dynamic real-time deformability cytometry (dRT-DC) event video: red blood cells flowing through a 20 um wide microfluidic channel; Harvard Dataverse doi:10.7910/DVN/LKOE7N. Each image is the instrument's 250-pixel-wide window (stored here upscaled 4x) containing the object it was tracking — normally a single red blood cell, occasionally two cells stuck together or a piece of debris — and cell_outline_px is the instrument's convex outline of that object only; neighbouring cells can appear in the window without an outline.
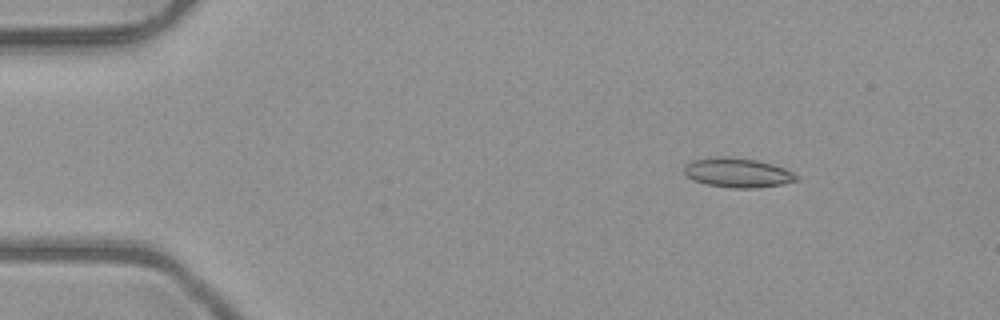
{"species": "common noctule bat (a hibernating species)", "species_latin": "Nyctalus noctula", "temperature_condition": "room temperature", "stored_images_in_passage": 50, "camera_frame_rate_fps": 3000, "um_per_image_px": 0.085, "animal": {"sex": "male", "body_mass_g": 23.1, "forearm_length_mm": 52.7}, "frame": {"image": 1, "passage_image": 6, "time_ms": 1.667, "image_size_px": [1000, 320], "cell_outline_px": [[800, 180], [784, 184], [756, 188], [732, 188], [708, 184], [692, 180], [684, 176], [684, 168], [692, 160], [716, 156], [756, 160], [772, 164], [784, 168], [800, 176]], "centroid_in_image_um": [62.72, 14.69], "position_along_channel_um": 22.3, "area_um2": 19.31}}
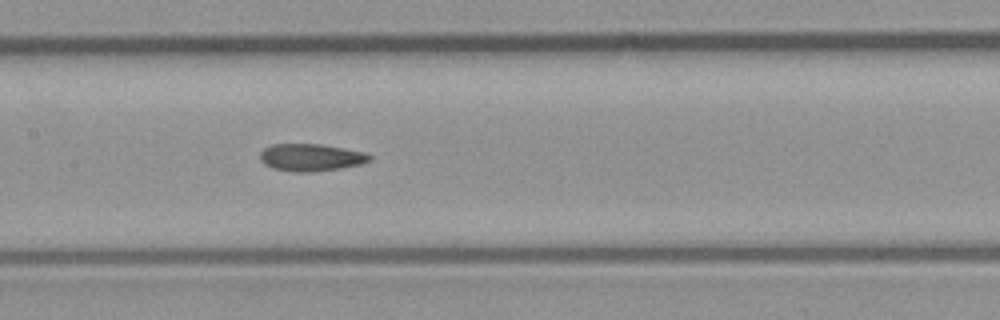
{"frame": {"image": 2, "passage_image": 24, "time_ms": 7.667, "image_size_px": [1000, 320], "cell_outline_px": [[372, 160], [360, 164], [340, 168], [312, 172], [296, 172], [272, 168], [264, 164], [260, 160], [260, 152], [264, 148], [272, 144], [320, 144], [344, 148], [364, 152], [372, 156]], "centroid_in_image_um": [26.42, 13.38], "position_along_channel_um": 181.0, "area_um2": 17.46}}
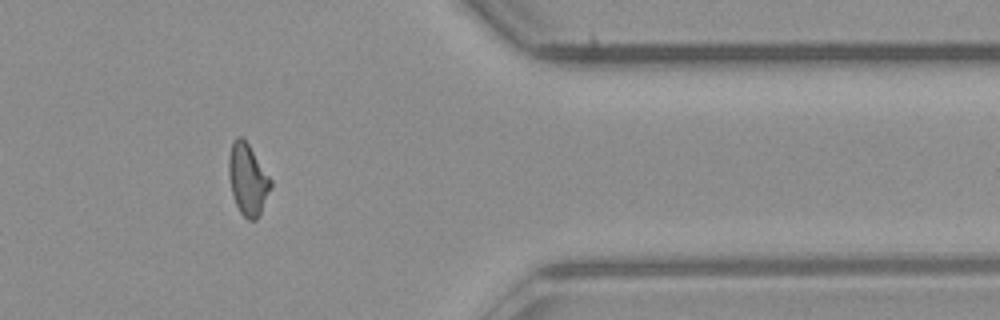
{"frame": {"image": 3, "passage_image": 41, "time_ms": 13.333, "image_size_px": [1000, 320], "cell_outline_px": [[272, 188], [256, 220], [248, 220], [240, 212], [236, 204], [232, 192], [228, 176], [228, 156], [232, 140], [236, 136], [240, 136], [248, 144], [272, 180]], "centroid_in_image_um": [21.05, 15.23], "position_along_channel_um": 390.4, "area_um2": 17.46}, "authors_computed_cell_mechanics": {"area_um2": 17.4845, "velocity_mm_per_s": 4.0591, "shape_relaxation_time_tau1_ms": null, "shape_relaxation_time_tau2_ms": 3.3995, "deformation_change_tau1": null, "deformation_change_tau2": 0.1139}}